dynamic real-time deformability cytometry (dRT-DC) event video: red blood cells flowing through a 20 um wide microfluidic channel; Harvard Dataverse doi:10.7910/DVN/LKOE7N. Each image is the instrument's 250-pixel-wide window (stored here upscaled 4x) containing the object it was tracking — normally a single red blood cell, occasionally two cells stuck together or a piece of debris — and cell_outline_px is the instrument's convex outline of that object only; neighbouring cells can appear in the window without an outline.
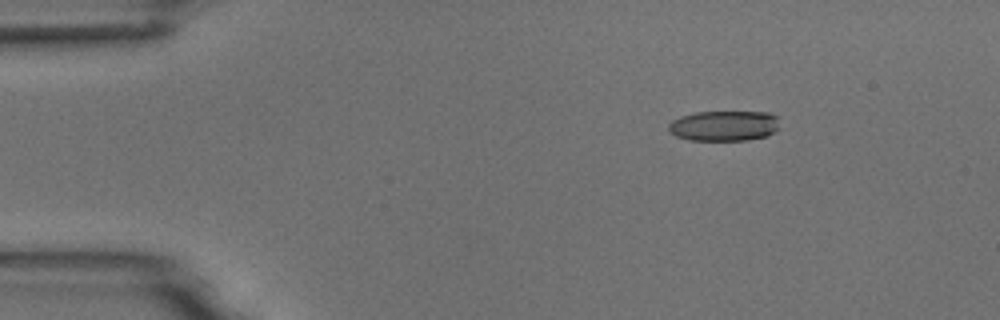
{"species": "common noctule bat (a hibernating species)", "species_latin": "Nyctalus noctula", "temperature_condition": "room temperature", "stored_images_in_passage": 3, "camera_frame_rate_fps": 3000, "um_per_image_px": 0.085, "animal": {"sex": "male", "body_mass_g": 18.8}, "frame": {"image": 1, "passage_image": 1, "time_ms": 0.0, "image_size_px": [1000, 320], "cell_outline_px": [[780, 128], [776, 132], [768, 136], [748, 140], [688, 140], [676, 136], [668, 132], [668, 124], [672, 120], [680, 116], [692, 112], [768, 112], [776, 116]], "centroid_in_image_um": [61.54, 10.69], "position_along_channel_um": 23.5, "area_um2": 20.0}}